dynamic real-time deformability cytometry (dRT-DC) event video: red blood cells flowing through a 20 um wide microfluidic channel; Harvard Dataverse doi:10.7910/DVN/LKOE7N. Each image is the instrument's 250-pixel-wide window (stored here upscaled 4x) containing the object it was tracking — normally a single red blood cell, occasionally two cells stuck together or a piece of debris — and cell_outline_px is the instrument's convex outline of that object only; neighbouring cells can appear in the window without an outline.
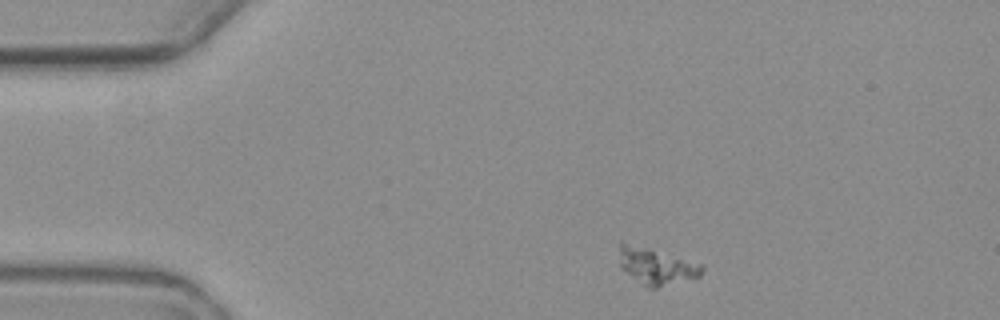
{"species": "common noctule bat (a hibernating species)", "species_latin": "Nyctalus noctula", "temperature_condition": "warm", "stored_images_in_passage": 4, "camera_frame_rate_fps": 3000, "um_per_image_px": 0.085, "animal": {"sex": "female", "body_mass_g": 19.3, "forearm_length_mm": 54.1}, "frame": {"image": 1, "passage_image": 1, "time_ms": 0.0, "image_size_px": [1000, 320], "cell_outline_px": [[704, 268], [700, 276], [656, 288], [648, 288], [620, 268], [620, 240], [704, 264]], "centroid_in_image_um": [55.79, 22.62], "position_along_channel_um": 29.2, "area_um2": 17.46}}
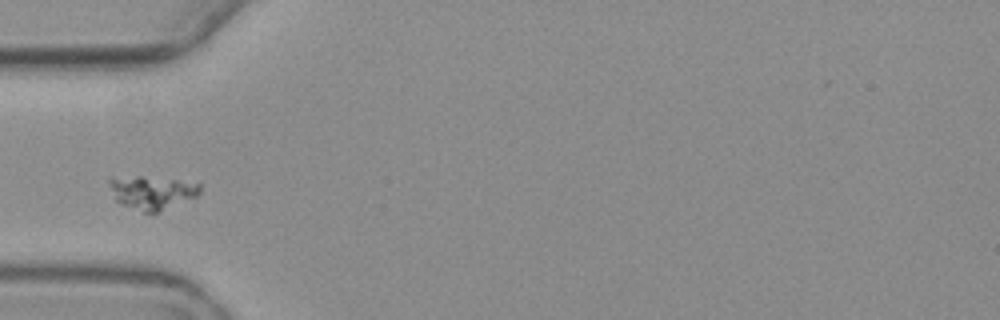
{"frame": {"image": 2, "passage_image": 3, "time_ms": 3.0, "image_size_px": [1000, 320], "cell_outline_px": [[200, 192], [196, 196], [156, 212], [144, 212], [124, 204], [116, 200], [108, 184], [108, 176], [140, 176], [176, 180], [200, 184]], "centroid_in_image_um": [12.85, 16.32], "position_along_channel_um": 72.2, "area_um2": 17.22}}
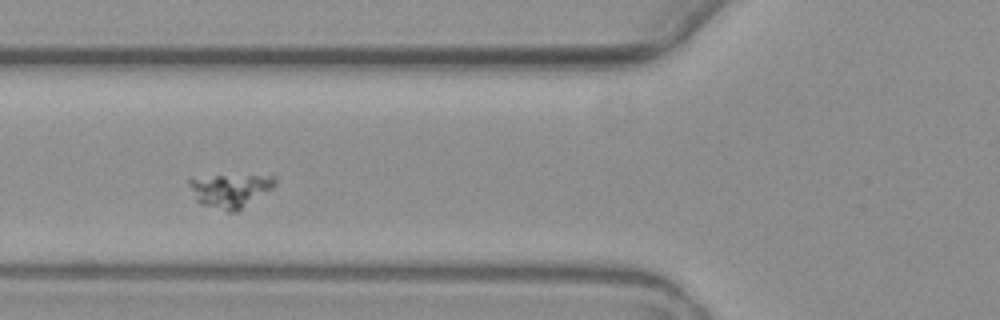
{"frame": {"image": 3, "passage_image": 4, "time_ms": 4.0, "image_size_px": [1000, 320], "cell_outline_px": [[276, 184], [272, 188], [236, 212], [228, 212], [200, 204], [196, 200], [188, 184], [188, 180], [192, 176], [272, 172], [276, 176]], "centroid_in_image_um": [19.61, 16.1], "position_along_channel_um": 106.2, "area_um2": 17.92}}